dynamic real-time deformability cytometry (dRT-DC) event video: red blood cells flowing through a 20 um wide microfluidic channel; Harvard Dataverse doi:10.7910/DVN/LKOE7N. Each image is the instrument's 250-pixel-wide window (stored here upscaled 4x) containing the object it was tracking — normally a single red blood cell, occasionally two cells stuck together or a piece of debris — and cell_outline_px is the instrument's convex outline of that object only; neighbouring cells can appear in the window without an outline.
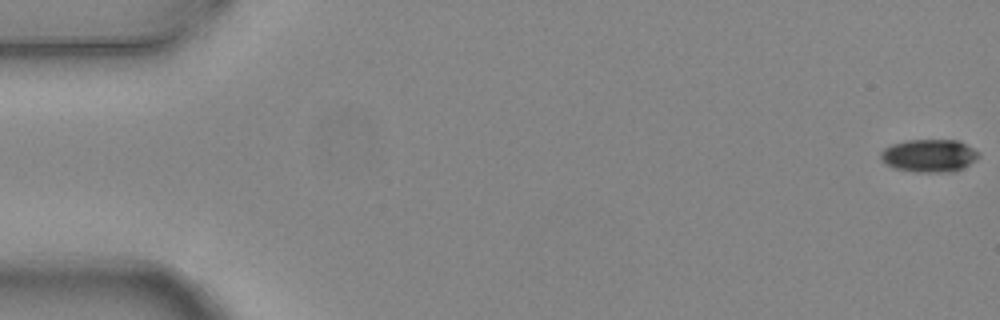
{"species": "common noctule bat (a hibernating species)", "species_latin": "Nyctalus noctula", "temperature_condition": "warm", "stored_images_in_passage": 8, "camera_frame_rate_fps": 3000, "um_per_image_px": 0.085, "animal": {"sex": "female", "body_mass_g": 24.6, "forearm_length_mm": 56.2}, "frame": {"image": 1, "passage_image": 1, "time_ms": 0.0, "image_size_px": [1000, 320], "cell_outline_px": [[980, 156], [976, 160], [964, 168], [936, 172], [916, 172], [896, 168], [888, 164], [880, 156], [880, 152], [884, 148], [892, 144], [908, 140], [956, 140], [980, 152]], "centroid_in_image_um": [78.99, 13.22], "position_along_channel_um": 6.0, "area_um2": 18.38}}
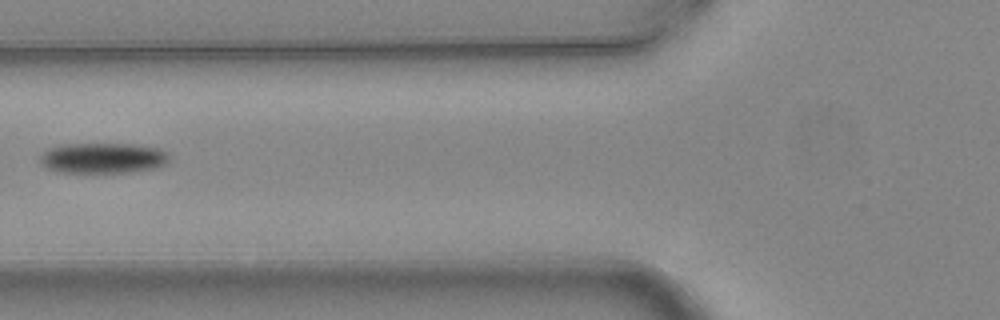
{"frame": {"image": 2, "passage_image": 7, "time_ms": 2.0, "image_size_px": [1000, 320], "cell_outline_px": [[172, 160], [156, 168], [124, 172], [56, 172], [40, 164], [40, 156], [48, 148], [60, 144], [136, 144], [160, 148], [168, 152]], "centroid_in_image_um": [8.77, 13.42], "position_along_channel_um": 117.0, "area_um2": 23.18}}
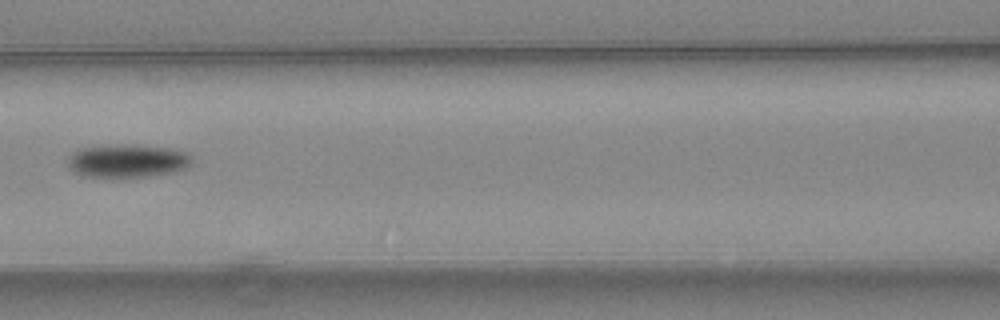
{"frame": {"image": 3, "passage_image": 8, "time_ms": 2.333, "image_size_px": [1000, 320], "cell_outline_px": [[192, 160], [188, 168], [172, 172], [148, 176], [112, 180], [84, 176], [68, 168], [68, 156], [72, 152], [80, 148], [120, 144], [140, 144], [172, 148], [184, 152], [192, 156]], "centroid_in_image_um": [10.8, 13.7], "position_along_channel_um": 155.8, "area_um2": 24.97}}